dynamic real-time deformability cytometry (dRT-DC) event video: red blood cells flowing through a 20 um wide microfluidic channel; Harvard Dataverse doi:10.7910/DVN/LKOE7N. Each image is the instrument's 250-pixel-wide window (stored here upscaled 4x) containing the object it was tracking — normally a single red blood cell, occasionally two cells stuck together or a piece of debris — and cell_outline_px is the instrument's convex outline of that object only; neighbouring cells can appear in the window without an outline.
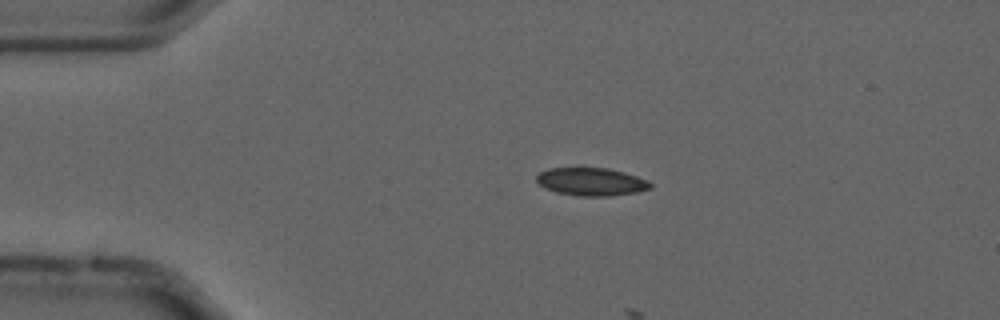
{"species": "common noctule bat (a hibernating species)", "species_latin": "Nyctalus noctula", "temperature_condition": "cold", "stored_images_in_passage": 11, "camera_frame_rate_fps": 3000, "um_per_image_px": 0.085, "animal": {"sex": "male", "forearm_length_mm": 52.5}, "frame": {"image": 1, "passage_image": 9, "time_ms": 2.667, "image_size_px": [1000, 320], "cell_outline_px": [[652, 188], [636, 192], [608, 196], [576, 196], [556, 192], [544, 188], [536, 180], [536, 176], [540, 172], [548, 168], [580, 164], [584, 164], [608, 168], [624, 172], [648, 180], [652, 184]], "centroid_in_image_um": [50.2, 15.39], "position_along_channel_um": 34.8, "area_um2": 19.48}}